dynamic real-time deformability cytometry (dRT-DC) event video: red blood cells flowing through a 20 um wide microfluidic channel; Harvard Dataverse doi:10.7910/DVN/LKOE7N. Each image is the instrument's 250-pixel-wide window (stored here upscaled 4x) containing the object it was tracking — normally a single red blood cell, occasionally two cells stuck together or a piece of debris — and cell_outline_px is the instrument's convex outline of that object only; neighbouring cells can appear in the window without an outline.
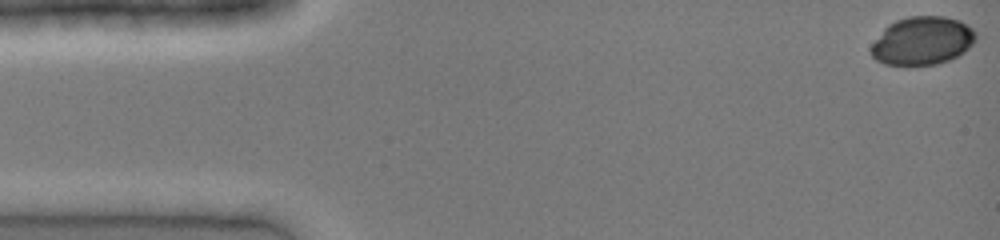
{"species": "common noctule bat (a hibernating species)", "species_latin": "Nyctalus noctula", "temperature_condition": "cold", "stored_images_in_passage": 39, "camera_frame_rate_fps": 3000, "um_per_image_px": 0.085, "animal": {"sex": "female", "body_mass_g": 19.0, "forearm_length_mm": 51.5}, "frame": {"image": 1, "passage_image": 1, "time_ms": 0.0, "image_size_px": [1000, 240], "cell_outline_px": [[976, 40], [960, 56], [936, 64], [884, 64], [876, 60], [872, 56], [872, 44], [884, 28], [888, 24], [896, 20], [908, 16], [944, 16], [960, 20], [968, 24], [976, 32]], "centroid_in_image_um": [78.43, 3.44], "position_along_channel_um": 6.6, "area_um2": 29.42}}
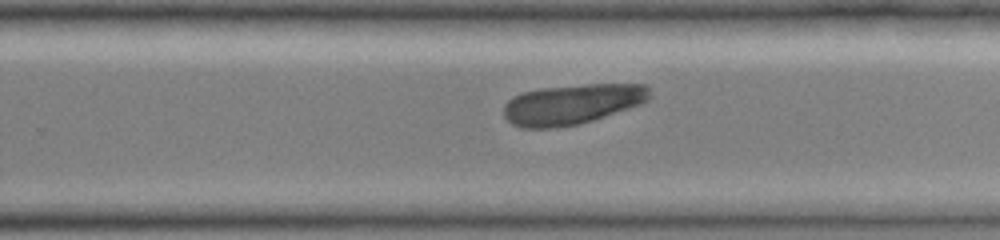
{"frame": {"image": 2, "passage_image": 27, "time_ms": 8.667, "image_size_px": [1000, 240], "cell_outline_px": [[652, 96], [648, 100], [640, 104], [592, 120], [576, 124], [548, 128], [520, 128], [512, 124], [504, 116], [504, 104], [508, 100], [524, 92], [540, 88], [588, 84], [648, 84]], "centroid_in_image_um": [48.64, 8.84], "position_along_channel_um": 281.2, "area_um2": 33.99}}